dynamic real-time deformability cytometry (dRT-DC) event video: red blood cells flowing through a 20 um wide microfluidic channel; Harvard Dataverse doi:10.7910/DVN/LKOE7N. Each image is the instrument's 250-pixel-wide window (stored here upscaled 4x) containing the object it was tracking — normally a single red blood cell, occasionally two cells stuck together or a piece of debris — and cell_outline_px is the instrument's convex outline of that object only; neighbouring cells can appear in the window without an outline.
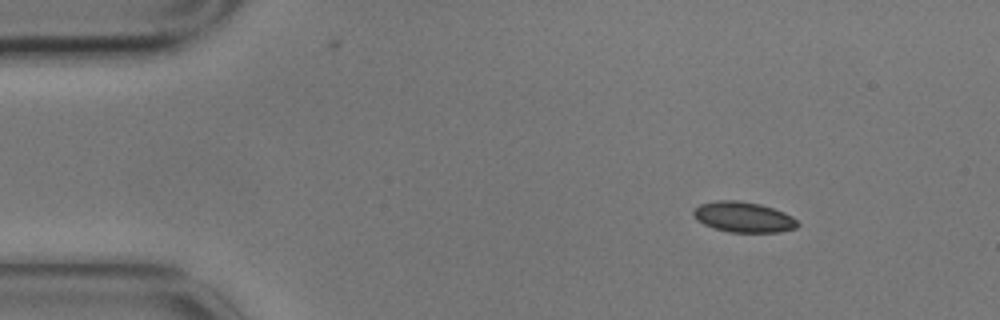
{"species": "common noctule bat (a hibernating species)", "species_latin": "Nyctalus noctula", "temperature_condition": "cold", "stored_images_in_passage": 10, "camera_frame_rate_fps": 3000, "um_per_image_px": 0.085, "animal": {"sex": "male", "body_mass_g": 17.9}, "frame": {"image": 1, "passage_image": 1, "time_ms": 0.0, "image_size_px": [1000, 320], "cell_outline_px": [[800, 224], [796, 228], [780, 232], [728, 232], [712, 228], [696, 220], [692, 212], [692, 208], [700, 204], [716, 200], [740, 200], [760, 204], [784, 212], [792, 216]], "centroid_in_image_um": [63.16, 18.45], "position_along_channel_um": 21.8, "area_um2": 18.73}}
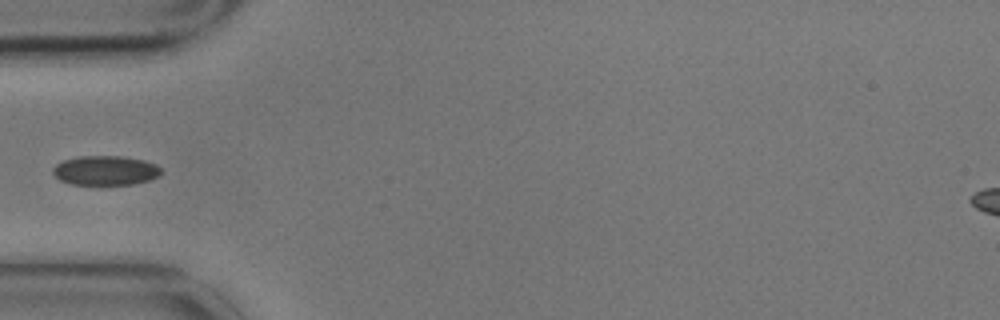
{"frame": {"image": 2, "passage_image": 4, "time_ms": 1.0, "image_size_px": [1000, 320], "cell_outline_px": [[160, 176], [148, 180], [132, 184], [72, 184], [60, 180], [52, 172], [52, 168], [56, 164], [64, 160], [80, 156], [120, 156], [144, 160], [156, 164], [160, 168]], "centroid_in_image_um": [8.95, 14.48], "position_along_channel_um": 76.0, "area_um2": 18.44}}